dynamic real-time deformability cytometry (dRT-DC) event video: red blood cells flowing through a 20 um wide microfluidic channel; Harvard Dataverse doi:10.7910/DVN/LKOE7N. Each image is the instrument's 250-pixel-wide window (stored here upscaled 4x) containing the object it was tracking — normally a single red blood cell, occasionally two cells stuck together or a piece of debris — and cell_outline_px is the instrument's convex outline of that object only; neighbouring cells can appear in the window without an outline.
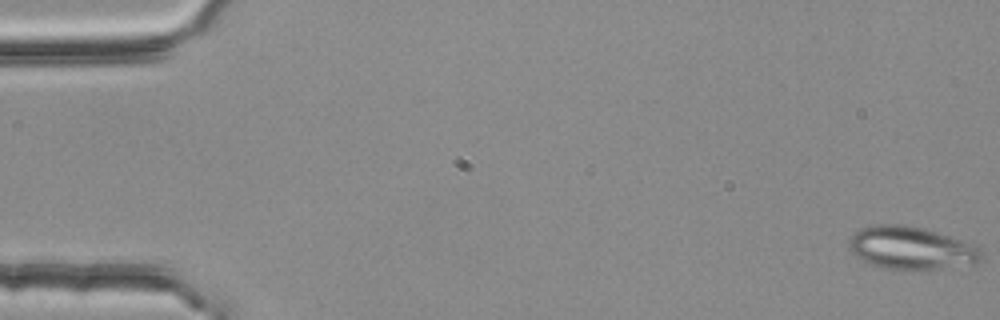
{"species": "common noctule bat (a hibernating species)", "species_latin": "Nyctalus noctula", "temperature_condition": "room temperature", "stored_images_in_passage": 5, "camera_frame_rate_fps": 3000, "um_per_image_px": 0.085, "animal": {"sex": "female", "body_mass_g": 25.1}, "frame": {"image": 1, "passage_image": 1, "time_ms": 0.0, "image_size_px": [1000, 320], "cell_outline_px": [[984, 260], [976, 264], [936, 272], [924, 272], [884, 268], [872, 264], [856, 256], [848, 248], [848, 244], [852, 236], [860, 228], [872, 224], [904, 224], [924, 228], [964, 240], [980, 248], [984, 252]], "centroid_in_image_um": [77.57, 21.13], "position_along_channel_um": 7.4, "area_um2": 34.45}}